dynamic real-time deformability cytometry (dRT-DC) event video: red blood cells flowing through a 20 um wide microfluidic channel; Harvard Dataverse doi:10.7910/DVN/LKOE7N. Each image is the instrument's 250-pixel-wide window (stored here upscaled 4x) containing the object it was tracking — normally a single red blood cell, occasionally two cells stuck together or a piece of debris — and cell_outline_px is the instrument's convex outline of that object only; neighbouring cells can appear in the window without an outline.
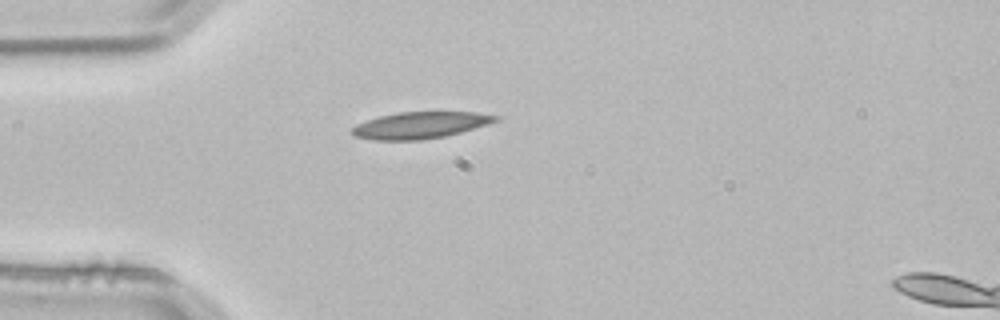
{"species": "common noctule bat (a hibernating species)", "species_latin": "Nyctalus noctula", "temperature_condition": "room temperature", "stored_images_in_passage": 1, "camera_frame_rate_fps": 3000, "um_per_image_px": 0.085, "animal": {"sex": "male", "body_mass_g": 21.5, "forearm_length_mm": 52.0}, "frame": {"image": 1, "passage_image": 1, "time_ms": 0.0, "image_size_px": [1000, 320], "cell_outline_px": [[500, 120], [488, 124], [460, 132], [444, 136], [420, 140], [376, 140], [356, 136], [352, 132], [352, 128], [356, 124], [380, 116], [400, 112], [476, 112], [500, 116]], "centroid_in_image_um": [35.76, 10.63], "position_along_channel_um": 49.2, "area_um2": 22.02}}